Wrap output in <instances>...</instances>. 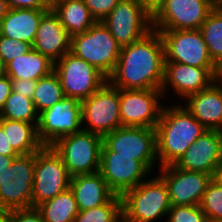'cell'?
<instances>
[{
    "instance_id": "35",
    "label": "cell",
    "mask_w": 222,
    "mask_h": 222,
    "mask_svg": "<svg viewBox=\"0 0 222 222\" xmlns=\"http://www.w3.org/2000/svg\"><path fill=\"white\" fill-rule=\"evenodd\" d=\"M120 0H84L96 21H102Z\"/></svg>"
},
{
    "instance_id": "20",
    "label": "cell",
    "mask_w": 222,
    "mask_h": 222,
    "mask_svg": "<svg viewBox=\"0 0 222 222\" xmlns=\"http://www.w3.org/2000/svg\"><path fill=\"white\" fill-rule=\"evenodd\" d=\"M33 49L54 63L71 50V37L52 8L41 17Z\"/></svg>"
},
{
    "instance_id": "14",
    "label": "cell",
    "mask_w": 222,
    "mask_h": 222,
    "mask_svg": "<svg viewBox=\"0 0 222 222\" xmlns=\"http://www.w3.org/2000/svg\"><path fill=\"white\" fill-rule=\"evenodd\" d=\"M103 143L117 155L134 156L150 172L157 162L155 128L121 126L103 137Z\"/></svg>"
},
{
    "instance_id": "24",
    "label": "cell",
    "mask_w": 222,
    "mask_h": 222,
    "mask_svg": "<svg viewBox=\"0 0 222 222\" xmlns=\"http://www.w3.org/2000/svg\"><path fill=\"white\" fill-rule=\"evenodd\" d=\"M51 8L71 38L86 32L96 22L84 0H52Z\"/></svg>"
},
{
    "instance_id": "38",
    "label": "cell",
    "mask_w": 222,
    "mask_h": 222,
    "mask_svg": "<svg viewBox=\"0 0 222 222\" xmlns=\"http://www.w3.org/2000/svg\"><path fill=\"white\" fill-rule=\"evenodd\" d=\"M9 8L50 9L52 0H7Z\"/></svg>"
},
{
    "instance_id": "44",
    "label": "cell",
    "mask_w": 222,
    "mask_h": 222,
    "mask_svg": "<svg viewBox=\"0 0 222 222\" xmlns=\"http://www.w3.org/2000/svg\"><path fill=\"white\" fill-rule=\"evenodd\" d=\"M9 9L7 0H0V22L7 15Z\"/></svg>"
},
{
    "instance_id": "29",
    "label": "cell",
    "mask_w": 222,
    "mask_h": 222,
    "mask_svg": "<svg viewBox=\"0 0 222 222\" xmlns=\"http://www.w3.org/2000/svg\"><path fill=\"white\" fill-rule=\"evenodd\" d=\"M65 97L58 75L53 71L51 74L37 80L33 102L38 114L51 108L55 103Z\"/></svg>"
},
{
    "instance_id": "15",
    "label": "cell",
    "mask_w": 222,
    "mask_h": 222,
    "mask_svg": "<svg viewBox=\"0 0 222 222\" xmlns=\"http://www.w3.org/2000/svg\"><path fill=\"white\" fill-rule=\"evenodd\" d=\"M35 153L19 154L0 184V206L9 210L32 207Z\"/></svg>"
},
{
    "instance_id": "40",
    "label": "cell",
    "mask_w": 222,
    "mask_h": 222,
    "mask_svg": "<svg viewBox=\"0 0 222 222\" xmlns=\"http://www.w3.org/2000/svg\"><path fill=\"white\" fill-rule=\"evenodd\" d=\"M0 154L5 156H18L19 154L8 143L7 132H4L3 127L0 125Z\"/></svg>"
},
{
    "instance_id": "12",
    "label": "cell",
    "mask_w": 222,
    "mask_h": 222,
    "mask_svg": "<svg viewBox=\"0 0 222 222\" xmlns=\"http://www.w3.org/2000/svg\"><path fill=\"white\" fill-rule=\"evenodd\" d=\"M122 126L155 128L161 117V89H119ZM160 98V99H159Z\"/></svg>"
},
{
    "instance_id": "1",
    "label": "cell",
    "mask_w": 222,
    "mask_h": 222,
    "mask_svg": "<svg viewBox=\"0 0 222 222\" xmlns=\"http://www.w3.org/2000/svg\"><path fill=\"white\" fill-rule=\"evenodd\" d=\"M165 49L162 37L151 30L140 40L121 47L108 82L119 89H161Z\"/></svg>"
},
{
    "instance_id": "45",
    "label": "cell",
    "mask_w": 222,
    "mask_h": 222,
    "mask_svg": "<svg viewBox=\"0 0 222 222\" xmlns=\"http://www.w3.org/2000/svg\"><path fill=\"white\" fill-rule=\"evenodd\" d=\"M11 210L0 206V222H9Z\"/></svg>"
},
{
    "instance_id": "34",
    "label": "cell",
    "mask_w": 222,
    "mask_h": 222,
    "mask_svg": "<svg viewBox=\"0 0 222 222\" xmlns=\"http://www.w3.org/2000/svg\"><path fill=\"white\" fill-rule=\"evenodd\" d=\"M31 49H33V45L28 42L0 35V58L3 60L5 65L15 58L26 54Z\"/></svg>"
},
{
    "instance_id": "6",
    "label": "cell",
    "mask_w": 222,
    "mask_h": 222,
    "mask_svg": "<svg viewBox=\"0 0 222 222\" xmlns=\"http://www.w3.org/2000/svg\"><path fill=\"white\" fill-rule=\"evenodd\" d=\"M102 144L103 137L81 130L59 138L51 146L74 177L99 172Z\"/></svg>"
},
{
    "instance_id": "25",
    "label": "cell",
    "mask_w": 222,
    "mask_h": 222,
    "mask_svg": "<svg viewBox=\"0 0 222 222\" xmlns=\"http://www.w3.org/2000/svg\"><path fill=\"white\" fill-rule=\"evenodd\" d=\"M55 63L31 49L6 65V75L10 79L38 80L54 71Z\"/></svg>"
},
{
    "instance_id": "8",
    "label": "cell",
    "mask_w": 222,
    "mask_h": 222,
    "mask_svg": "<svg viewBox=\"0 0 222 222\" xmlns=\"http://www.w3.org/2000/svg\"><path fill=\"white\" fill-rule=\"evenodd\" d=\"M81 104L82 130L104 137L122 126L119 88L108 81L89 98L82 100Z\"/></svg>"
},
{
    "instance_id": "30",
    "label": "cell",
    "mask_w": 222,
    "mask_h": 222,
    "mask_svg": "<svg viewBox=\"0 0 222 222\" xmlns=\"http://www.w3.org/2000/svg\"><path fill=\"white\" fill-rule=\"evenodd\" d=\"M0 118L38 124L39 114L31 98L12 91L0 111Z\"/></svg>"
},
{
    "instance_id": "11",
    "label": "cell",
    "mask_w": 222,
    "mask_h": 222,
    "mask_svg": "<svg viewBox=\"0 0 222 222\" xmlns=\"http://www.w3.org/2000/svg\"><path fill=\"white\" fill-rule=\"evenodd\" d=\"M218 0H164L152 16L153 30L200 29Z\"/></svg>"
},
{
    "instance_id": "3",
    "label": "cell",
    "mask_w": 222,
    "mask_h": 222,
    "mask_svg": "<svg viewBox=\"0 0 222 222\" xmlns=\"http://www.w3.org/2000/svg\"><path fill=\"white\" fill-rule=\"evenodd\" d=\"M125 222H154L167 216L171 203L166 183L160 176L149 177L121 195Z\"/></svg>"
},
{
    "instance_id": "31",
    "label": "cell",
    "mask_w": 222,
    "mask_h": 222,
    "mask_svg": "<svg viewBox=\"0 0 222 222\" xmlns=\"http://www.w3.org/2000/svg\"><path fill=\"white\" fill-rule=\"evenodd\" d=\"M122 219V199L115 194L107 203L79 211L74 222H119Z\"/></svg>"
},
{
    "instance_id": "2",
    "label": "cell",
    "mask_w": 222,
    "mask_h": 222,
    "mask_svg": "<svg viewBox=\"0 0 222 222\" xmlns=\"http://www.w3.org/2000/svg\"><path fill=\"white\" fill-rule=\"evenodd\" d=\"M206 130L185 106L164 105L155 127L159 167L176 164Z\"/></svg>"
},
{
    "instance_id": "26",
    "label": "cell",
    "mask_w": 222,
    "mask_h": 222,
    "mask_svg": "<svg viewBox=\"0 0 222 222\" xmlns=\"http://www.w3.org/2000/svg\"><path fill=\"white\" fill-rule=\"evenodd\" d=\"M0 125L18 154L36 153L44 146L38 138V124L0 118Z\"/></svg>"
},
{
    "instance_id": "5",
    "label": "cell",
    "mask_w": 222,
    "mask_h": 222,
    "mask_svg": "<svg viewBox=\"0 0 222 222\" xmlns=\"http://www.w3.org/2000/svg\"><path fill=\"white\" fill-rule=\"evenodd\" d=\"M156 31L160 33L163 40L165 62L207 68L217 79L222 77V70L210 58L206 42L199 29Z\"/></svg>"
},
{
    "instance_id": "22",
    "label": "cell",
    "mask_w": 222,
    "mask_h": 222,
    "mask_svg": "<svg viewBox=\"0 0 222 222\" xmlns=\"http://www.w3.org/2000/svg\"><path fill=\"white\" fill-rule=\"evenodd\" d=\"M70 189L79 211L99 207L115 195L99 172L71 177Z\"/></svg>"
},
{
    "instance_id": "41",
    "label": "cell",
    "mask_w": 222,
    "mask_h": 222,
    "mask_svg": "<svg viewBox=\"0 0 222 222\" xmlns=\"http://www.w3.org/2000/svg\"><path fill=\"white\" fill-rule=\"evenodd\" d=\"M17 156H5L0 154V184L3 183L7 171Z\"/></svg>"
},
{
    "instance_id": "27",
    "label": "cell",
    "mask_w": 222,
    "mask_h": 222,
    "mask_svg": "<svg viewBox=\"0 0 222 222\" xmlns=\"http://www.w3.org/2000/svg\"><path fill=\"white\" fill-rule=\"evenodd\" d=\"M36 208L42 214L44 222H74L79 212L74 193L70 188Z\"/></svg>"
},
{
    "instance_id": "9",
    "label": "cell",
    "mask_w": 222,
    "mask_h": 222,
    "mask_svg": "<svg viewBox=\"0 0 222 222\" xmlns=\"http://www.w3.org/2000/svg\"><path fill=\"white\" fill-rule=\"evenodd\" d=\"M54 71L65 97L77 98L79 101L89 98L108 81L98 69L71 52L55 63Z\"/></svg>"
},
{
    "instance_id": "23",
    "label": "cell",
    "mask_w": 222,
    "mask_h": 222,
    "mask_svg": "<svg viewBox=\"0 0 222 222\" xmlns=\"http://www.w3.org/2000/svg\"><path fill=\"white\" fill-rule=\"evenodd\" d=\"M47 10L10 8L0 22V35L33 45L41 17Z\"/></svg>"
},
{
    "instance_id": "13",
    "label": "cell",
    "mask_w": 222,
    "mask_h": 222,
    "mask_svg": "<svg viewBox=\"0 0 222 222\" xmlns=\"http://www.w3.org/2000/svg\"><path fill=\"white\" fill-rule=\"evenodd\" d=\"M82 130V104L77 98L64 97L39 114L38 138L51 146L59 138Z\"/></svg>"
},
{
    "instance_id": "43",
    "label": "cell",
    "mask_w": 222,
    "mask_h": 222,
    "mask_svg": "<svg viewBox=\"0 0 222 222\" xmlns=\"http://www.w3.org/2000/svg\"><path fill=\"white\" fill-rule=\"evenodd\" d=\"M212 179L222 186V161L216 167Z\"/></svg>"
},
{
    "instance_id": "36",
    "label": "cell",
    "mask_w": 222,
    "mask_h": 222,
    "mask_svg": "<svg viewBox=\"0 0 222 222\" xmlns=\"http://www.w3.org/2000/svg\"><path fill=\"white\" fill-rule=\"evenodd\" d=\"M9 222H44L36 207L11 210Z\"/></svg>"
},
{
    "instance_id": "18",
    "label": "cell",
    "mask_w": 222,
    "mask_h": 222,
    "mask_svg": "<svg viewBox=\"0 0 222 222\" xmlns=\"http://www.w3.org/2000/svg\"><path fill=\"white\" fill-rule=\"evenodd\" d=\"M222 161V131L206 130L189 146L175 164L182 170L196 171L213 176Z\"/></svg>"
},
{
    "instance_id": "19",
    "label": "cell",
    "mask_w": 222,
    "mask_h": 222,
    "mask_svg": "<svg viewBox=\"0 0 222 222\" xmlns=\"http://www.w3.org/2000/svg\"><path fill=\"white\" fill-rule=\"evenodd\" d=\"M217 78L207 69L176 62H165L164 78L161 86L166 97L169 86L180 98H187L208 88ZM168 89V90H167Z\"/></svg>"
},
{
    "instance_id": "7",
    "label": "cell",
    "mask_w": 222,
    "mask_h": 222,
    "mask_svg": "<svg viewBox=\"0 0 222 222\" xmlns=\"http://www.w3.org/2000/svg\"><path fill=\"white\" fill-rule=\"evenodd\" d=\"M69 174L62 157L52 146H43L35 153L32 207L54 198L70 188Z\"/></svg>"
},
{
    "instance_id": "33",
    "label": "cell",
    "mask_w": 222,
    "mask_h": 222,
    "mask_svg": "<svg viewBox=\"0 0 222 222\" xmlns=\"http://www.w3.org/2000/svg\"><path fill=\"white\" fill-rule=\"evenodd\" d=\"M166 222H208L199 205L171 206Z\"/></svg>"
},
{
    "instance_id": "32",
    "label": "cell",
    "mask_w": 222,
    "mask_h": 222,
    "mask_svg": "<svg viewBox=\"0 0 222 222\" xmlns=\"http://www.w3.org/2000/svg\"><path fill=\"white\" fill-rule=\"evenodd\" d=\"M199 206L208 222H222V186L212 179L207 185Z\"/></svg>"
},
{
    "instance_id": "28",
    "label": "cell",
    "mask_w": 222,
    "mask_h": 222,
    "mask_svg": "<svg viewBox=\"0 0 222 222\" xmlns=\"http://www.w3.org/2000/svg\"><path fill=\"white\" fill-rule=\"evenodd\" d=\"M199 30L210 58L222 70V2L209 13Z\"/></svg>"
},
{
    "instance_id": "16",
    "label": "cell",
    "mask_w": 222,
    "mask_h": 222,
    "mask_svg": "<svg viewBox=\"0 0 222 222\" xmlns=\"http://www.w3.org/2000/svg\"><path fill=\"white\" fill-rule=\"evenodd\" d=\"M99 173L108 187L120 196L152 174L140 161L134 159V156L117 155V152L111 151L104 143L101 148Z\"/></svg>"
},
{
    "instance_id": "42",
    "label": "cell",
    "mask_w": 222,
    "mask_h": 222,
    "mask_svg": "<svg viewBox=\"0 0 222 222\" xmlns=\"http://www.w3.org/2000/svg\"><path fill=\"white\" fill-rule=\"evenodd\" d=\"M152 16L163 5L164 0H137Z\"/></svg>"
},
{
    "instance_id": "17",
    "label": "cell",
    "mask_w": 222,
    "mask_h": 222,
    "mask_svg": "<svg viewBox=\"0 0 222 222\" xmlns=\"http://www.w3.org/2000/svg\"><path fill=\"white\" fill-rule=\"evenodd\" d=\"M160 177L167 185L171 206L200 205L212 175L186 171L175 164L161 167Z\"/></svg>"
},
{
    "instance_id": "4",
    "label": "cell",
    "mask_w": 222,
    "mask_h": 222,
    "mask_svg": "<svg viewBox=\"0 0 222 222\" xmlns=\"http://www.w3.org/2000/svg\"><path fill=\"white\" fill-rule=\"evenodd\" d=\"M117 44L102 21H96L86 32L71 38V50L107 78L113 73L120 55Z\"/></svg>"
},
{
    "instance_id": "37",
    "label": "cell",
    "mask_w": 222,
    "mask_h": 222,
    "mask_svg": "<svg viewBox=\"0 0 222 222\" xmlns=\"http://www.w3.org/2000/svg\"><path fill=\"white\" fill-rule=\"evenodd\" d=\"M37 80L11 79L12 91L33 98Z\"/></svg>"
},
{
    "instance_id": "21",
    "label": "cell",
    "mask_w": 222,
    "mask_h": 222,
    "mask_svg": "<svg viewBox=\"0 0 222 222\" xmlns=\"http://www.w3.org/2000/svg\"><path fill=\"white\" fill-rule=\"evenodd\" d=\"M184 100L185 108L206 129L222 131V77Z\"/></svg>"
},
{
    "instance_id": "46",
    "label": "cell",
    "mask_w": 222,
    "mask_h": 222,
    "mask_svg": "<svg viewBox=\"0 0 222 222\" xmlns=\"http://www.w3.org/2000/svg\"><path fill=\"white\" fill-rule=\"evenodd\" d=\"M6 76V65L3 60L0 58V78Z\"/></svg>"
},
{
    "instance_id": "10",
    "label": "cell",
    "mask_w": 222,
    "mask_h": 222,
    "mask_svg": "<svg viewBox=\"0 0 222 222\" xmlns=\"http://www.w3.org/2000/svg\"><path fill=\"white\" fill-rule=\"evenodd\" d=\"M120 47L136 42L152 27V15L137 0H120L102 20Z\"/></svg>"
},
{
    "instance_id": "39",
    "label": "cell",
    "mask_w": 222,
    "mask_h": 222,
    "mask_svg": "<svg viewBox=\"0 0 222 222\" xmlns=\"http://www.w3.org/2000/svg\"><path fill=\"white\" fill-rule=\"evenodd\" d=\"M12 92L11 79L6 75L0 78V111Z\"/></svg>"
}]
</instances>
